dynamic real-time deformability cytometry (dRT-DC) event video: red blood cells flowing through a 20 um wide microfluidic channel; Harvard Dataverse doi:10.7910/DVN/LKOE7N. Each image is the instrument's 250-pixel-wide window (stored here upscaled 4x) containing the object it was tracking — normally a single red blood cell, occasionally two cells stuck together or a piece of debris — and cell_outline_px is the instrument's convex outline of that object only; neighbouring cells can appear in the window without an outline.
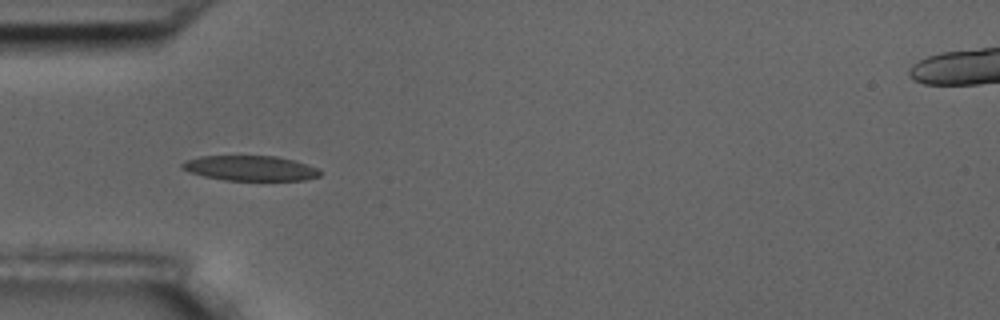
{"species": "common noctule bat (a hibernating species)", "species_latin": "Nyctalus noctula", "temperature_condition": "room temperature", "stored_images_in_passage": 8, "camera_frame_rate_fps": 3000, "um_per_image_px": 0.085, "animal": {"sex": "male", "body_mass_g": 17.5, "forearm_length_mm": 52.3}, "frame": {"image": 1, "passage_image": 7, "time_ms": 7.0, "image_size_px": [1000, 320], "cell_outline_px": [[320, 176], [304, 180], [224, 180], [204, 176], [188, 172], [180, 168], [180, 164], [184, 160], [200, 156], [276, 156], [292, 160], [320, 168]], "centroid_in_image_um": [21.23, 14.29], "position_along_channel_um": 63.8, "area_um2": 20.23}}